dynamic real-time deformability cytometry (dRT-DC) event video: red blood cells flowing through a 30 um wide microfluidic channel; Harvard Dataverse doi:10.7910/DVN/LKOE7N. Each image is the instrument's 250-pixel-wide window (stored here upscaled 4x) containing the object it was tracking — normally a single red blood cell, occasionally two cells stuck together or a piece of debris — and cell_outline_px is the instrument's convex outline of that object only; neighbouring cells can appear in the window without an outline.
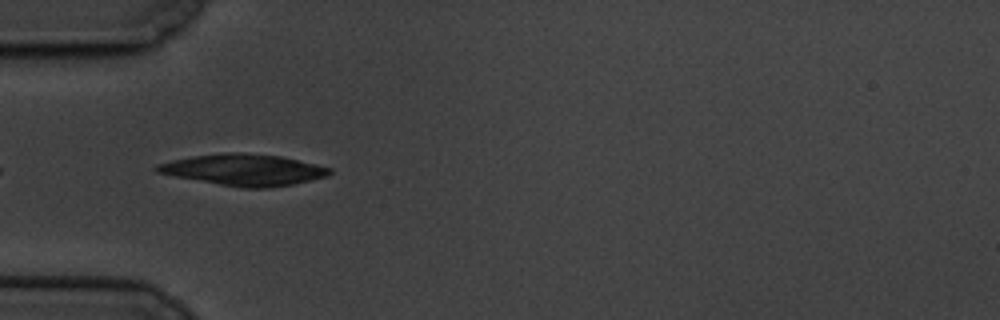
{"species": "common noctule bat (a hibernating species)", "species_latin": "Nyctalus noctula", "temperature_condition": "cold", "stored_images_in_passage": 5, "camera_frame_rate_fps": 3000, "um_per_image_px": 0.085, "animal": {"sex": "male", "body_mass_g": 19.5, "forearm_length_mm": 54.6}, "frame": {"image": 1, "passage_image": 4, "time_ms": 4.333, "image_size_px": [1000, 320], "cell_outline_px": [[332, 172], [328, 176], [312, 180], [292, 184], [268, 188], [244, 188], [220, 184], [176, 176], [156, 172], [152, 168], [156, 164], [172, 160], [192, 156], [224, 152], [240, 152], [280, 156], [316, 164], [332, 168]], "centroid_in_image_um": [20.73, 14.42], "position_along_channel_um": 64.3, "area_um2": 31.44}}
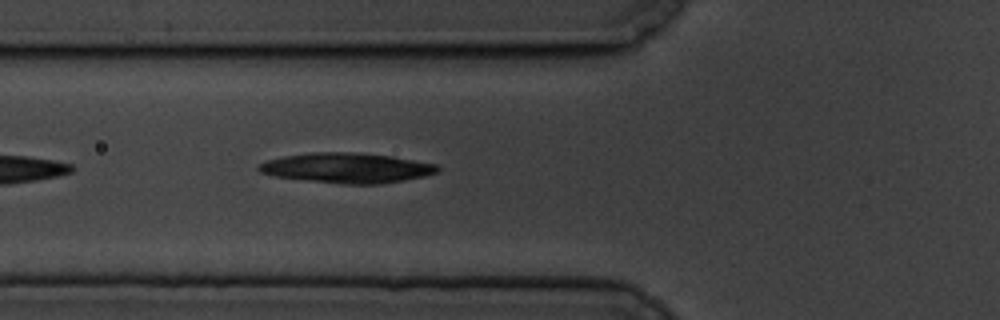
{"frame": {"image": 2, "passage_image": 5, "time_ms": 5.333, "image_size_px": [1000, 320], "cell_outline_px": [[440, 172], [424, 176], [404, 180], [380, 184], [344, 184], [308, 180], [276, 176], [260, 172], [256, 168], [260, 164], [268, 160], [284, 156], [312, 152], [352, 152], [392, 156], [436, 164], [440, 168]], "centroid_in_image_um": [29.52, 14.27], "position_along_channel_um": 96.3, "area_um2": 31.1}}